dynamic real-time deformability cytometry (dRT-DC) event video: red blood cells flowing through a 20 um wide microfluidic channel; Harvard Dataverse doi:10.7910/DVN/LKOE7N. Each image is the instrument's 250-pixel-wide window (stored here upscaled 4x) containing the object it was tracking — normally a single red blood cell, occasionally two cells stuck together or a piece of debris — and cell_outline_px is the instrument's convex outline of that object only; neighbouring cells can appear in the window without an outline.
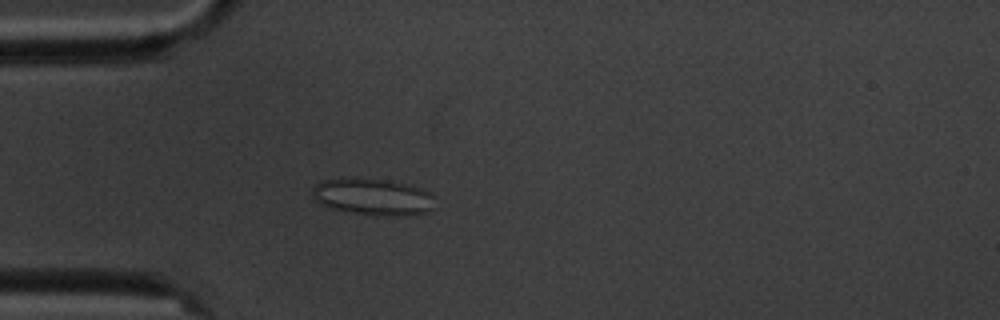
{"species": "common noctule bat (a hibernating species)", "species_latin": "Nyctalus noctula", "temperature_condition": "cold", "stored_images_in_passage": 3, "camera_frame_rate_fps": 3000, "um_per_image_px": 0.085, "animal": {"sex": "male", "body_mass_g": 20.1, "forearm_length_mm": 53.5}, "frame": {"image": 1, "passage_image": 3, "time_ms": 3.333, "image_size_px": [1000, 320], "cell_outline_px": [[432, 212], [408, 216], [376, 216], [332, 208], [320, 204], [312, 196], [312, 188], [320, 180], [388, 180], [420, 188], [432, 192]], "centroid_in_image_um": [31.75, 16.78], "position_along_channel_um": 53.3, "area_um2": 25.78}}